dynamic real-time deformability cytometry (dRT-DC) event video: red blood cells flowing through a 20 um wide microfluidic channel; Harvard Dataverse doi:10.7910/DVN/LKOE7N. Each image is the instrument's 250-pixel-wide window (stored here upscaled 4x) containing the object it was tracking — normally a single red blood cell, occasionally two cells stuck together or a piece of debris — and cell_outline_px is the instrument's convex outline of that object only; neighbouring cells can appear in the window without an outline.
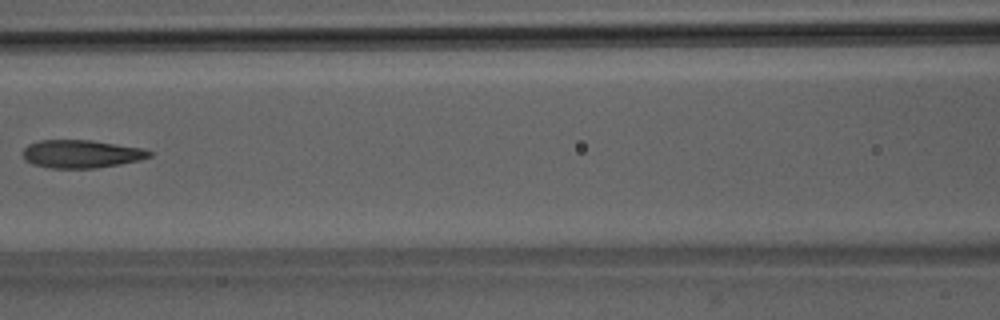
{"species": "Egyptian fruit bat (a non-hibernating species)", "species_latin": "Rousettus aegyptiacus", "temperature_condition": "room temperature", "stored_images_in_passage": 4, "camera_frame_rate_fps": 3000, "um_per_image_px": 0.085, "animal": {"sex": "male"}, "frame": {"image": 1, "passage_image": 4, "time_ms": 3.333, "image_size_px": [1000, 320], "cell_outline_px": [[152, 156], [140, 160], [120, 164], [96, 168], [52, 168], [32, 164], [24, 160], [24, 148], [28, 144], [40, 140], [92, 140], [144, 148], [152, 152]], "centroid_in_image_um": [6.93, 13.08], "position_along_channel_um": 159.7, "area_um2": 20.75}}